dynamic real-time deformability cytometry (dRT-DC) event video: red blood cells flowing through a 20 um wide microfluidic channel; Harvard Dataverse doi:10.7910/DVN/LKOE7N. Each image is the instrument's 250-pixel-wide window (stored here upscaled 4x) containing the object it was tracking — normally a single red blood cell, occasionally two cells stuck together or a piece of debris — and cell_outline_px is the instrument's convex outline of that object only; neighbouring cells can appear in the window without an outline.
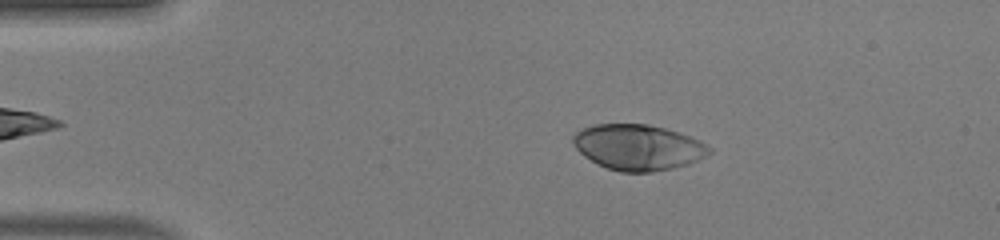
{"species": "human", "species_latin": "Homo sapiens", "temperature_condition": "warm", "stored_images_in_passage": 48, "camera_frame_rate_fps": 3000, "um_per_image_px": 0.085, "donor": {"sex": "male"}, "frame": {"image": 1, "passage_image": 9, "time_ms": 2.667, "image_size_px": [1000, 240], "cell_outline_px": [[712, 152], [688, 164], [672, 168], [652, 172], [620, 172], [596, 164], [584, 156], [572, 144], [572, 136], [576, 132], [584, 128], [596, 124], [648, 124], [664, 128], [700, 140], [708, 144], [712, 148]], "centroid_in_image_um": [54.22, 12.52], "position_along_channel_um": 30.8, "area_um2": 36.18}}
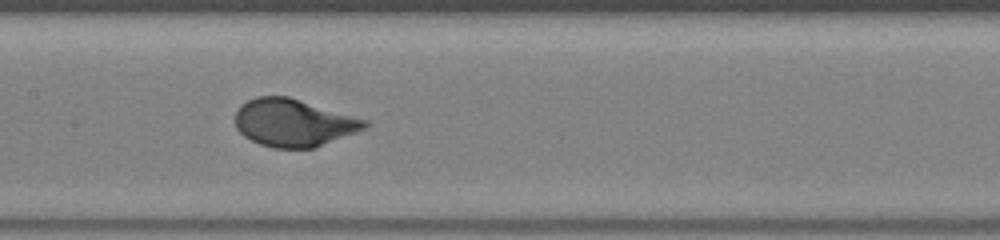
{"frame": {"image": 2, "passage_image": 24, "time_ms": 7.667, "image_size_px": [1000, 240], "cell_outline_px": [[368, 124], [364, 128], [316, 148], [272, 148], [260, 144], [244, 136], [236, 128], [236, 112], [240, 104], [256, 96], [288, 96], [368, 120]], "centroid_in_image_um": [24.93, 10.43], "position_along_channel_um": 182.5, "area_um2": 35.72}}
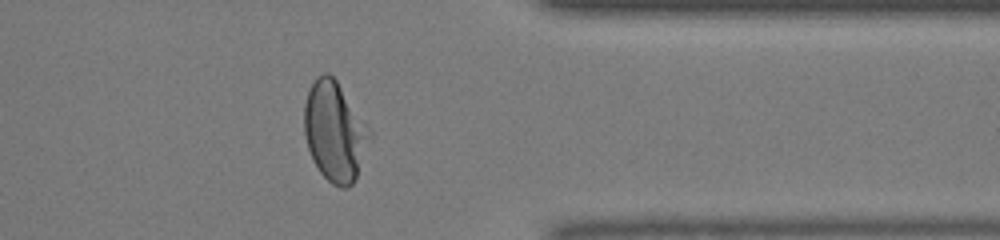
{"frame": {"image": 3, "passage_image": 39, "time_ms": 12.667, "image_size_px": [1000, 240], "cell_outline_px": [[372, 136], [356, 176], [352, 184], [348, 188], [340, 188], [332, 184], [320, 172], [312, 160], [308, 148], [304, 132], [304, 104], [308, 88], [316, 76], [324, 72], [328, 72], [336, 80], [372, 132]], "centroid_in_image_um": [28.43, 11.17], "position_along_channel_um": 383.0, "area_um2": 37.92}, "authors_computed_cell_mechanics": {"area_um2": 36.2117, "velocity_mm_per_s": 4.2136, "shape_relaxation_time_tau1_ms": 2.3299, "shape_relaxation_time_tau2_ms": null, "deformation_change_tau1": 0.1779, "deformation_change_tau2": null}}